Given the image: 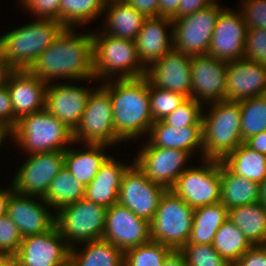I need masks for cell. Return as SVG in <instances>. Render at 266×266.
I'll use <instances>...</instances> for the list:
<instances>
[{
	"label": "cell",
	"mask_w": 266,
	"mask_h": 266,
	"mask_svg": "<svg viewBox=\"0 0 266 266\" xmlns=\"http://www.w3.org/2000/svg\"><path fill=\"white\" fill-rule=\"evenodd\" d=\"M72 29L73 27H65L36 58L27 69L32 75L38 76L47 84L55 78L95 79L92 33L76 34Z\"/></svg>",
	"instance_id": "6da1fadb"
},
{
	"label": "cell",
	"mask_w": 266,
	"mask_h": 266,
	"mask_svg": "<svg viewBox=\"0 0 266 266\" xmlns=\"http://www.w3.org/2000/svg\"><path fill=\"white\" fill-rule=\"evenodd\" d=\"M113 80L104 81L107 84L103 86L109 91L111 98L115 133L123 141L149 133L154 121L150 110L147 78L143 76Z\"/></svg>",
	"instance_id": "7a4b0ae2"
},
{
	"label": "cell",
	"mask_w": 266,
	"mask_h": 266,
	"mask_svg": "<svg viewBox=\"0 0 266 266\" xmlns=\"http://www.w3.org/2000/svg\"><path fill=\"white\" fill-rule=\"evenodd\" d=\"M36 18L0 37V56L15 70H27L65 28L60 21Z\"/></svg>",
	"instance_id": "3957f363"
},
{
	"label": "cell",
	"mask_w": 266,
	"mask_h": 266,
	"mask_svg": "<svg viewBox=\"0 0 266 266\" xmlns=\"http://www.w3.org/2000/svg\"><path fill=\"white\" fill-rule=\"evenodd\" d=\"M208 114V115H207ZM202 116L203 159L223 161L240 144L241 110L238 102H212L209 113Z\"/></svg>",
	"instance_id": "277c9868"
},
{
	"label": "cell",
	"mask_w": 266,
	"mask_h": 266,
	"mask_svg": "<svg viewBox=\"0 0 266 266\" xmlns=\"http://www.w3.org/2000/svg\"><path fill=\"white\" fill-rule=\"evenodd\" d=\"M92 39L95 79L105 77L104 80L109 81L114 77L134 79L145 76L146 67L139 60L135 41L98 31L92 33Z\"/></svg>",
	"instance_id": "5b68a950"
},
{
	"label": "cell",
	"mask_w": 266,
	"mask_h": 266,
	"mask_svg": "<svg viewBox=\"0 0 266 266\" xmlns=\"http://www.w3.org/2000/svg\"><path fill=\"white\" fill-rule=\"evenodd\" d=\"M9 136L30 155L64 151L74 143L72 130L46 109L21 117Z\"/></svg>",
	"instance_id": "8992f818"
},
{
	"label": "cell",
	"mask_w": 266,
	"mask_h": 266,
	"mask_svg": "<svg viewBox=\"0 0 266 266\" xmlns=\"http://www.w3.org/2000/svg\"><path fill=\"white\" fill-rule=\"evenodd\" d=\"M194 209L172 190L162 195L150 222L151 241L180 250L189 240Z\"/></svg>",
	"instance_id": "52a82bcc"
},
{
	"label": "cell",
	"mask_w": 266,
	"mask_h": 266,
	"mask_svg": "<svg viewBox=\"0 0 266 266\" xmlns=\"http://www.w3.org/2000/svg\"><path fill=\"white\" fill-rule=\"evenodd\" d=\"M106 210L82 198L56 211L55 225L70 247L75 243L100 240L103 239Z\"/></svg>",
	"instance_id": "ba28073f"
},
{
	"label": "cell",
	"mask_w": 266,
	"mask_h": 266,
	"mask_svg": "<svg viewBox=\"0 0 266 266\" xmlns=\"http://www.w3.org/2000/svg\"><path fill=\"white\" fill-rule=\"evenodd\" d=\"M73 142L112 146L123 141L114 130L113 110L109 91L102 85L91 91L81 119L72 131Z\"/></svg>",
	"instance_id": "9c48e42d"
},
{
	"label": "cell",
	"mask_w": 266,
	"mask_h": 266,
	"mask_svg": "<svg viewBox=\"0 0 266 266\" xmlns=\"http://www.w3.org/2000/svg\"><path fill=\"white\" fill-rule=\"evenodd\" d=\"M216 0L208 7L172 20L173 48L189 56L207 55L219 13Z\"/></svg>",
	"instance_id": "30bf717a"
},
{
	"label": "cell",
	"mask_w": 266,
	"mask_h": 266,
	"mask_svg": "<svg viewBox=\"0 0 266 266\" xmlns=\"http://www.w3.org/2000/svg\"><path fill=\"white\" fill-rule=\"evenodd\" d=\"M203 167L187 168L170 189L191 208L220 202V161L202 159Z\"/></svg>",
	"instance_id": "8fae6325"
},
{
	"label": "cell",
	"mask_w": 266,
	"mask_h": 266,
	"mask_svg": "<svg viewBox=\"0 0 266 266\" xmlns=\"http://www.w3.org/2000/svg\"><path fill=\"white\" fill-rule=\"evenodd\" d=\"M166 190L162 185L150 181L133 162L122 177L117 203L129 208L136 216L151 222Z\"/></svg>",
	"instance_id": "7c38bea8"
},
{
	"label": "cell",
	"mask_w": 266,
	"mask_h": 266,
	"mask_svg": "<svg viewBox=\"0 0 266 266\" xmlns=\"http://www.w3.org/2000/svg\"><path fill=\"white\" fill-rule=\"evenodd\" d=\"M64 168V151L29 155L17 175L13 177V191L17 194L44 197L51 181Z\"/></svg>",
	"instance_id": "4fadbf2b"
},
{
	"label": "cell",
	"mask_w": 266,
	"mask_h": 266,
	"mask_svg": "<svg viewBox=\"0 0 266 266\" xmlns=\"http://www.w3.org/2000/svg\"><path fill=\"white\" fill-rule=\"evenodd\" d=\"M70 248L55 225L45 233L22 238L13 258L16 266H69Z\"/></svg>",
	"instance_id": "5bb4252c"
},
{
	"label": "cell",
	"mask_w": 266,
	"mask_h": 266,
	"mask_svg": "<svg viewBox=\"0 0 266 266\" xmlns=\"http://www.w3.org/2000/svg\"><path fill=\"white\" fill-rule=\"evenodd\" d=\"M103 240L125 252L151 241L150 222L136 216L129 208L115 203L106 210Z\"/></svg>",
	"instance_id": "9a60e30c"
},
{
	"label": "cell",
	"mask_w": 266,
	"mask_h": 266,
	"mask_svg": "<svg viewBox=\"0 0 266 266\" xmlns=\"http://www.w3.org/2000/svg\"><path fill=\"white\" fill-rule=\"evenodd\" d=\"M139 152L135 164L150 181L167 190L175 185L178 177L186 170L184 163L191 157L186 151L151 146L148 142Z\"/></svg>",
	"instance_id": "2e32d148"
},
{
	"label": "cell",
	"mask_w": 266,
	"mask_h": 266,
	"mask_svg": "<svg viewBox=\"0 0 266 266\" xmlns=\"http://www.w3.org/2000/svg\"><path fill=\"white\" fill-rule=\"evenodd\" d=\"M247 29L242 13L223 9L217 18L207 55L227 62L244 58Z\"/></svg>",
	"instance_id": "e0dca14e"
},
{
	"label": "cell",
	"mask_w": 266,
	"mask_h": 266,
	"mask_svg": "<svg viewBox=\"0 0 266 266\" xmlns=\"http://www.w3.org/2000/svg\"><path fill=\"white\" fill-rule=\"evenodd\" d=\"M227 67V61L209 55L192 56L190 98L200 103L225 101Z\"/></svg>",
	"instance_id": "ac0fdd59"
},
{
	"label": "cell",
	"mask_w": 266,
	"mask_h": 266,
	"mask_svg": "<svg viewBox=\"0 0 266 266\" xmlns=\"http://www.w3.org/2000/svg\"><path fill=\"white\" fill-rule=\"evenodd\" d=\"M192 56L172 48L146 68L145 77L155 87L190 98Z\"/></svg>",
	"instance_id": "d6986e66"
},
{
	"label": "cell",
	"mask_w": 266,
	"mask_h": 266,
	"mask_svg": "<svg viewBox=\"0 0 266 266\" xmlns=\"http://www.w3.org/2000/svg\"><path fill=\"white\" fill-rule=\"evenodd\" d=\"M225 101L239 102L266 95V66L242 58L228 62Z\"/></svg>",
	"instance_id": "ffe728a7"
},
{
	"label": "cell",
	"mask_w": 266,
	"mask_h": 266,
	"mask_svg": "<svg viewBox=\"0 0 266 266\" xmlns=\"http://www.w3.org/2000/svg\"><path fill=\"white\" fill-rule=\"evenodd\" d=\"M30 195L13 192L7 203V215L17 226L22 238L47 232L55 226L56 216L47 211L48 204L39 197V203ZM45 204V205H44Z\"/></svg>",
	"instance_id": "44dd1931"
},
{
	"label": "cell",
	"mask_w": 266,
	"mask_h": 266,
	"mask_svg": "<svg viewBox=\"0 0 266 266\" xmlns=\"http://www.w3.org/2000/svg\"><path fill=\"white\" fill-rule=\"evenodd\" d=\"M7 88L14 111V127L21 117L45 109L47 83L28 70H14Z\"/></svg>",
	"instance_id": "7402d4cb"
},
{
	"label": "cell",
	"mask_w": 266,
	"mask_h": 266,
	"mask_svg": "<svg viewBox=\"0 0 266 266\" xmlns=\"http://www.w3.org/2000/svg\"><path fill=\"white\" fill-rule=\"evenodd\" d=\"M56 84H47L45 109L73 131L84 113L92 89Z\"/></svg>",
	"instance_id": "603a6c76"
},
{
	"label": "cell",
	"mask_w": 266,
	"mask_h": 266,
	"mask_svg": "<svg viewBox=\"0 0 266 266\" xmlns=\"http://www.w3.org/2000/svg\"><path fill=\"white\" fill-rule=\"evenodd\" d=\"M167 26H173L172 19L167 17L146 18L144 20L135 39V45L139 60L146 68L173 48L172 30L169 37L165 28Z\"/></svg>",
	"instance_id": "cb8c5ba5"
},
{
	"label": "cell",
	"mask_w": 266,
	"mask_h": 266,
	"mask_svg": "<svg viewBox=\"0 0 266 266\" xmlns=\"http://www.w3.org/2000/svg\"><path fill=\"white\" fill-rule=\"evenodd\" d=\"M128 167L109 156L85 187L84 198L107 209L117 203L122 177Z\"/></svg>",
	"instance_id": "d4e9b609"
},
{
	"label": "cell",
	"mask_w": 266,
	"mask_h": 266,
	"mask_svg": "<svg viewBox=\"0 0 266 266\" xmlns=\"http://www.w3.org/2000/svg\"><path fill=\"white\" fill-rule=\"evenodd\" d=\"M148 134L150 135L148 143L151 146L178 149L190 155L195 149H203L202 126L174 128L160 120L152 124Z\"/></svg>",
	"instance_id": "484cf974"
},
{
	"label": "cell",
	"mask_w": 266,
	"mask_h": 266,
	"mask_svg": "<svg viewBox=\"0 0 266 266\" xmlns=\"http://www.w3.org/2000/svg\"><path fill=\"white\" fill-rule=\"evenodd\" d=\"M104 10L108 12V29L105 28L107 31L104 29L103 33L135 41L146 18L123 0H107Z\"/></svg>",
	"instance_id": "4316f807"
},
{
	"label": "cell",
	"mask_w": 266,
	"mask_h": 266,
	"mask_svg": "<svg viewBox=\"0 0 266 266\" xmlns=\"http://www.w3.org/2000/svg\"><path fill=\"white\" fill-rule=\"evenodd\" d=\"M220 202L227 207L235 208L259 202V184L233 173L222 161Z\"/></svg>",
	"instance_id": "83f0119b"
},
{
	"label": "cell",
	"mask_w": 266,
	"mask_h": 266,
	"mask_svg": "<svg viewBox=\"0 0 266 266\" xmlns=\"http://www.w3.org/2000/svg\"><path fill=\"white\" fill-rule=\"evenodd\" d=\"M106 146L87 144L88 149L85 151L67 148L64 150V167L86 187L109 157L102 152Z\"/></svg>",
	"instance_id": "f1b7e54d"
},
{
	"label": "cell",
	"mask_w": 266,
	"mask_h": 266,
	"mask_svg": "<svg viewBox=\"0 0 266 266\" xmlns=\"http://www.w3.org/2000/svg\"><path fill=\"white\" fill-rule=\"evenodd\" d=\"M84 249L70 248L69 266H124V252L103 239L84 242Z\"/></svg>",
	"instance_id": "f546056e"
},
{
	"label": "cell",
	"mask_w": 266,
	"mask_h": 266,
	"mask_svg": "<svg viewBox=\"0 0 266 266\" xmlns=\"http://www.w3.org/2000/svg\"><path fill=\"white\" fill-rule=\"evenodd\" d=\"M228 220V208L221 202L194 209L192 229L186 244L212 245L216 232Z\"/></svg>",
	"instance_id": "4dcf8cb0"
},
{
	"label": "cell",
	"mask_w": 266,
	"mask_h": 266,
	"mask_svg": "<svg viewBox=\"0 0 266 266\" xmlns=\"http://www.w3.org/2000/svg\"><path fill=\"white\" fill-rule=\"evenodd\" d=\"M230 220L246 236L252 245L266 242V208L260 203L228 209Z\"/></svg>",
	"instance_id": "1f68e13d"
},
{
	"label": "cell",
	"mask_w": 266,
	"mask_h": 266,
	"mask_svg": "<svg viewBox=\"0 0 266 266\" xmlns=\"http://www.w3.org/2000/svg\"><path fill=\"white\" fill-rule=\"evenodd\" d=\"M233 173L253 182L260 183L266 178V155L240 144L222 161Z\"/></svg>",
	"instance_id": "d6a6232c"
},
{
	"label": "cell",
	"mask_w": 266,
	"mask_h": 266,
	"mask_svg": "<svg viewBox=\"0 0 266 266\" xmlns=\"http://www.w3.org/2000/svg\"><path fill=\"white\" fill-rule=\"evenodd\" d=\"M84 194L85 186L64 167L51 181L43 199L48 207L52 206L58 211L66 205L81 200Z\"/></svg>",
	"instance_id": "836d02e7"
},
{
	"label": "cell",
	"mask_w": 266,
	"mask_h": 266,
	"mask_svg": "<svg viewBox=\"0 0 266 266\" xmlns=\"http://www.w3.org/2000/svg\"><path fill=\"white\" fill-rule=\"evenodd\" d=\"M212 246L232 266L253 245L230 220H226L216 232Z\"/></svg>",
	"instance_id": "e575fe53"
},
{
	"label": "cell",
	"mask_w": 266,
	"mask_h": 266,
	"mask_svg": "<svg viewBox=\"0 0 266 266\" xmlns=\"http://www.w3.org/2000/svg\"><path fill=\"white\" fill-rule=\"evenodd\" d=\"M107 0H60V22L65 27L87 24L100 17Z\"/></svg>",
	"instance_id": "d590c367"
},
{
	"label": "cell",
	"mask_w": 266,
	"mask_h": 266,
	"mask_svg": "<svg viewBox=\"0 0 266 266\" xmlns=\"http://www.w3.org/2000/svg\"><path fill=\"white\" fill-rule=\"evenodd\" d=\"M243 142L266 130V95L239 101Z\"/></svg>",
	"instance_id": "8d00e7d4"
},
{
	"label": "cell",
	"mask_w": 266,
	"mask_h": 266,
	"mask_svg": "<svg viewBox=\"0 0 266 266\" xmlns=\"http://www.w3.org/2000/svg\"><path fill=\"white\" fill-rule=\"evenodd\" d=\"M172 249L164 244L150 241L124 252V266H163Z\"/></svg>",
	"instance_id": "74e56055"
},
{
	"label": "cell",
	"mask_w": 266,
	"mask_h": 266,
	"mask_svg": "<svg viewBox=\"0 0 266 266\" xmlns=\"http://www.w3.org/2000/svg\"><path fill=\"white\" fill-rule=\"evenodd\" d=\"M150 110L154 122L164 120L188 98L180 93L155 87L149 83Z\"/></svg>",
	"instance_id": "f35d334b"
},
{
	"label": "cell",
	"mask_w": 266,
	"mask_h": 266,
	"mask_svg": "<svg viewBox=\"0 0 266 266\" xmlns=\"http://www.w3.org/2000/svg\"><path fill=\"white\" fill-rule=\"evenodd\" d=\"M180 250L187 266H232L210 244H185Z\"/></svg>",
	"instance_id": "ab89813d"
},
{
	"label": "cell",
	"mask_w": 266,
	"mask_h": 266,
	"mask_svg": "<svg viewBox=\"0 0 266 266\" xmlns=\"http://www.w3.org/2000/svg\"><path fill=\"white\" fill-rule=\"evenodd\" d=\"M203 103L188 98L175 108L163 121L174 128L202 126Z\"/></svg>",
	"instance_id": "60d3db41"
},
{
	"label": "cell",
	"mask_w": 266,
	"mask_h": 266,
	"mask_svg": "<svg viewBox=\"0 0 266 266\" xmlns=\"http://www.w3.org/2000/svg\"><path fill=\"white\" fill-rule=\"evenodd\" d=\"M22 237L12 219L0 216V257H13L21 244Z\"/></svg>",
	"instance_id": "b9f144b4"
},
{
	"label": "cell",
	"mask_w": 266,
	"mask_h": 266,
	"mask_svg": "<svg viewBox=\"0 0 266 266\" xmlns=\"http://www.w3.org/2000/svg\"><path fill=\"white\" fill-rule=\"evenodd\" d=\"M244 58L266 66V29H247Z\"/></svg>",
	"instance_id": "7bdbcfd3"
},
{
	"label": "cell",
	"mask_w": 266,
	"mask_h": 266,
	"mask_svg": "<svg viewBox=\"0 0 266 266\" xmlns=\"http://www.w3.org/2000/svg\"><path fill=\"white\" fill-rule=\"evenodd\" d=\"M241 7L248 29H266V0H243Z\"/></svg>",
	"instance_id": "ee69618b"
},
{
	"label": "cell",
	"mask_w": 266,
	"mask_h": 266,
	"mask_svg": "<svg viewBox=\"0 0 266 266\" xmlns=\"http://www.w3.org/2000/svg\"><path fill=\"white\" fill-rule=\"evenodd\" d=\"M39 19L60 21V0H20Z\"/></svg>",
	"instance_id": "f6af8a7d"
},
{
	"label": "cell",
	"mask_w": 266,
	"mask_h": 266,
	"mask_svg": "<svg viewBox=\"0 0 266 266\" xmlns=\"http://www.w3.org/2000/svg\"><path fill=\"white\" fill-rule=\"evenodd\" d=\"M0 124L9 133L14 128V111L7 86L0 88Z\"/></svg>",
	"instance_id": "bcb514c9"
},
{
	"label": "cell",
	"mask_w": 266,
	"mask_h": 266,
	"mask_svg": "<svg viewBox=\"0 0 266 266\" xmlns=\"http://www.w3.org/2000/svg\"><path fill=\"white\" fill-rule=\"evenodd\" d=\"M233 266H266V247L253 245Z\"/></svg>",
	"instance_id": "7dc6e473"
},
{
	"label": "cell",
	"mask_w": 266,
	"mask_h": 266,
	"mask_svg": "<svg viewBox=\"0 0 266 266\" xmlns=\"http://www.w3.org/2000/svg\"><path fill=\"white\" fill-rule=\"evenodd\" d=\"M141 13L145 18L159 17L158 0H123Z\"/></svg>",
	"instance_id": "c3c4849f"
},
{
	"label": "cell",
	"mask_w": 266,
	"mask_h": 266,
	"mask_svg": "<svg viewBox=\"0 0 266 266\" xmlns=\"http://www.w3.org/2000/svg\"><path fill=\"white\" fill-rule=\"evenodd\" d=\"M215 0H180L177 18L192 14L211 5Z\"/></svg>",
	"instance_id": "681fc988"
},
{
	"label": "cell",
	"mask_w": 266,
	"mask_h": 266,
	"mask_svg": "<svg viewBox=\"0 0 266 266\" xmlns=\"http://www.w3.org/2000/svg\"><path fill=\"white\" fill-rule=\"evenodd\" d=\"M159 17H167L172 20L177 18L178 5L180 0H158Z\"/></svg>",
	"instance_id": "f907efd6"
},
{
	"label": "cell",
	"mask_w": 266,
	"mask_h": 266,
	"mask_svg": "<svg viewBox=\"0 0 266 266\" xmlns=\"http://www.w3.org/2000/svg\"><path fill=\"white\" fill-rule=\"evenodd\" d=\"M244 143L251 149L266 155V130L248 138Z\"/></svg>",
	"instance_id": "816d5d0a"
},
{
	"label": "cell",
	"mask_w": 266,
	"mask_h": 266,
	"mask_svg": "<svg viewBox=\"0 0 266 266\" xmlns=\"http://www.w3.org/2000/svg\"><path fill=\"white\" fill-rule=\"evenodd\" d=\"M163 266H187L184 253L181 250H171L165 258Z\"/></svg>",
	"instance_id": "f5cc1de1"
},
{
	"label": "cell",
	"mask_w": 266,
	"mask_h": 266,
	"mask_svg": "<svg viewBox=\"0 0 266 266\" xmlns=\"http://www.w3.org/2000/svg\"><path fill=\"white\" fill-rule=\"evenodd\" d=\"M15 69L0 56V88L7 86V81Z\"/></svg>",
	"instance_id": "db71d44e"
},
{
	"label": "cell",
	"mask_w": 266,
	"mask_h": 266,
	"mask_svg": "<svg viewBox=\"0 0 266 266\" xmlns=\"http://www.w3.org/2000/svg\"><path fill=\"white\" fill-rule=\"evenodd\" d=\"M10 191V192H9ZM13 186L11 185L10 190L0 189V216L7 214V203L10 195L13 193Z\"/></svg>",
	"instance_id": "11a10c76"
},
{
	"label": "cell",
	"mask_w": 266,
	"mask_h": 266,
	"mask_svg": "<svg viewBox=\"0 0 266 266\" xmlns=\"http://www.w3.org/2000/svg\"><path fill=\"white\" fill-rule=\"evenodd\" d=\"M259 202L266 208V178L259 183Z\"/></svg>",
	"instance_id": "9f6ffc18"
},
{
	"label": "cell",
	"mask_w": 266,
	"mask_h": 266,
	"mask_svg": "<svg viewBox=\"0 0 266 266\" xmlns=\"http://www.w3.org/2000/svg\"><path fill=\"white\" fill-rule=\"evenodd\" d=\"M0 266H16L15 259L13 257H0Z\"/></svg>",
	"instance_id": "6f0895ef"
},
{
	"label": "cell",
	"mask_w": 266,
	"mask_h": 266,
	"mask_svg": "<svg viewBox=\"0 0 266 266\" xmlns=\"http://www.w3.org/2000/svg\"><path fill=\"white\" fill-rule=\"evenodd\" d=\"M7 136H9V132L0 124V145Z\"/></svg>",
	"instance_id": "680465c9"
}]
</instances>
